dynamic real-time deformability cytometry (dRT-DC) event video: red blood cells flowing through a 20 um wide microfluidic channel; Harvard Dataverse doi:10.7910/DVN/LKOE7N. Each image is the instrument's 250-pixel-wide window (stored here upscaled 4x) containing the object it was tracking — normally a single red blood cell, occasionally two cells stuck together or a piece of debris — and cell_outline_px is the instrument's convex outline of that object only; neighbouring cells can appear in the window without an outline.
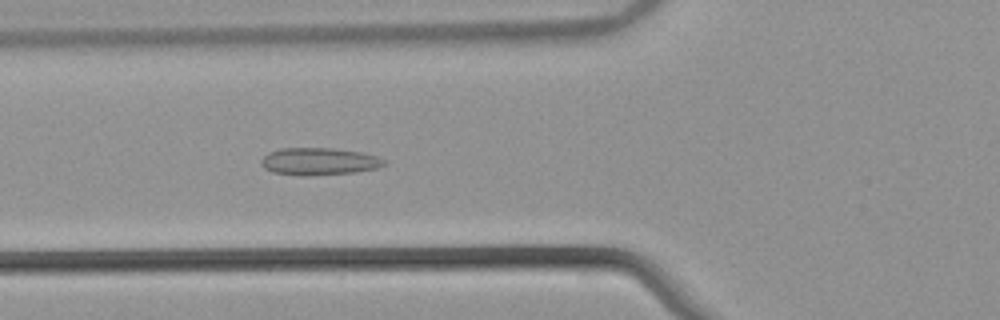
{"species": "common noctule bat (a hibernating species)", "species_latin": "Nyctalus noctula", "temperature_condition": "warm", "stored_images_in_passage": 54, "camera_frame_rate_fps": 3000, "um_per_image_px": 0.085, "animal": {"sex": "male", "body_mass_g": 21.5, "forearm_length_mm": 52.0}, "frame": {"image": 1, "passage_image": 21, "time_ms": 6.667, "image_size_px": [1000, 320], "cell_outline_px": [[388, 164], [376, 168], [356, 172], [308, 176], [300, 176], [272, 172], [264, 168], [260, 164], [260, 160], [268, 152], [280, 148], [332, 148], [360, 152], [376, 156], [384, 160]], "centroid_in_image_um": [27.08, 13.73], "position_along_channel_um": 98.7, "area_um2": 19.71}}
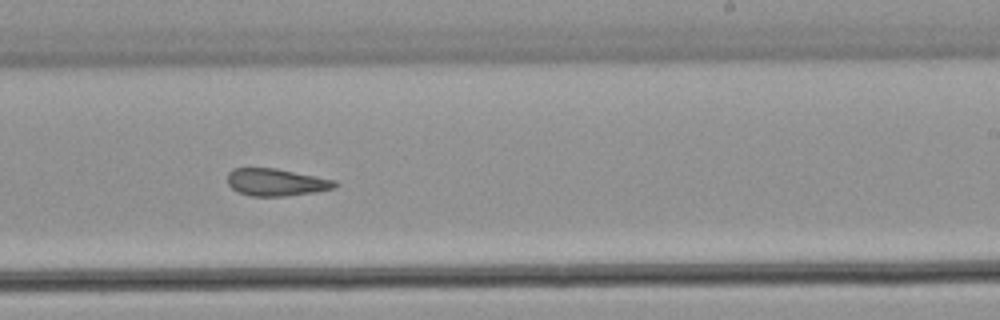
{"frame": {"image": 2, "passage_image": 34, "time_ms": 11.0, "image_size_px": [1000, 320], "cell_outline_px": [[340, 184], [336, 188], [316, 192], [288, 196], [248, 196], [232, 188], [228, 184], [228, 172], [232, 168], [276, 168], [336, 180]], "centroid_in_image_um": [23.52, 15.49], "position_along_channel_um": 265.5, "area_um2": 17.28}}
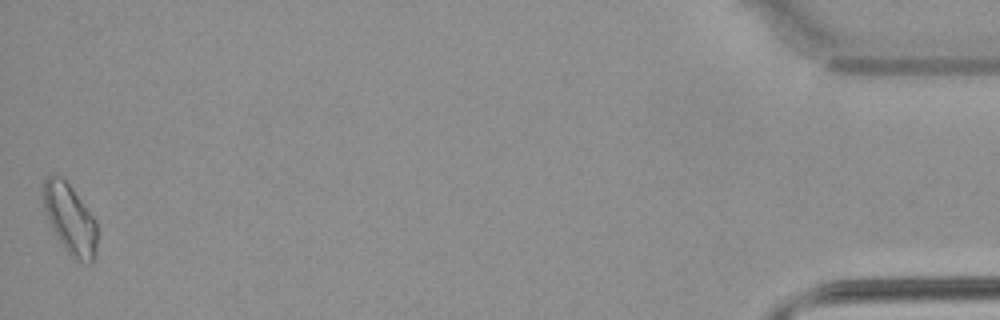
{"frame": {"image": 3, "passage_image": 54, "time_ms": 17.667, "image_size_px": [1000, 320], "cell_outline_px": [[96, 248], [92, 264], [88, 264], [72, 260], [56, 236], [52, 228], [44, 208], [44, 176], [52, 172], [60, 176], [72, 188], [96, 220]], "centroid_in_image_um": [5.95, 18.64], "position_along_channel_um": 429.3, "area_um2": 22.02}, "authors_computed_cell_mechanics": {"area_um2": 18.5249, "velocity_mm_per_s": 3.8543, "shape_relaxation_time_tau1_ms": null, "shape_relaxation_time_tau2_ms": 2.5642, "deformation_change_tau1": null, "deformation_change_tau2": 0.1087}}